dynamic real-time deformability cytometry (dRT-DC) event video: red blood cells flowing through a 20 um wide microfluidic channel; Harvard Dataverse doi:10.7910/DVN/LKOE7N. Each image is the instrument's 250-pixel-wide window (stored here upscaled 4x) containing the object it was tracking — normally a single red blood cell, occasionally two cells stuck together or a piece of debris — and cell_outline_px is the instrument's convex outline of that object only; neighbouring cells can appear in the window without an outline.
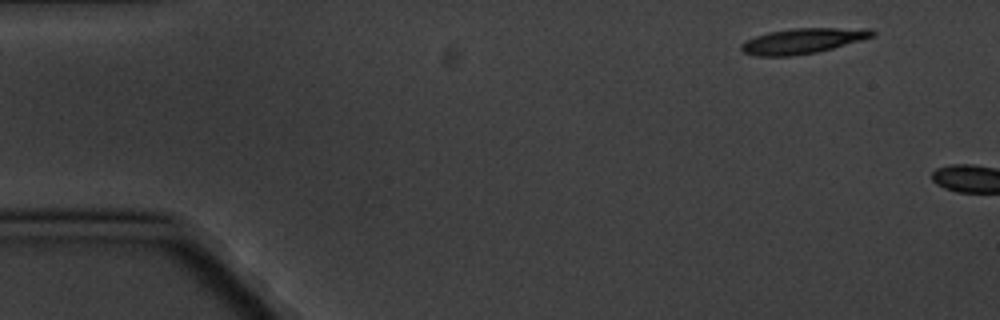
{"species": "common noctule bat (a hibernating species)", "species_latin": "Nyctalus noctula", "temperature_condition": "cold", "stored_images_in_passage": 2, "camera_frame_rate_fps": 3000, "um_per_image_px": 0.085, "animal": {"sex": "male", "body_mass_g": 20.1, "forearm_length_mm": 53.5}, "frame": {"image": 1, "passage_image": 1, "time_ms": 0.0, "image_size_px": [1000, 320], "cell_outline_px": [[876, 36], [832, 48], [816, 52], [792, 56], [756, 56], [744, 52], [740, 48], [740, 44], [756, 36], [768, 32], [792, 28], [872, 28], [876, 32]], "centroid_in_image_um": [68.27, 3.47], "position_along_channel_um": 16.7, "area_um2": 19.36}}